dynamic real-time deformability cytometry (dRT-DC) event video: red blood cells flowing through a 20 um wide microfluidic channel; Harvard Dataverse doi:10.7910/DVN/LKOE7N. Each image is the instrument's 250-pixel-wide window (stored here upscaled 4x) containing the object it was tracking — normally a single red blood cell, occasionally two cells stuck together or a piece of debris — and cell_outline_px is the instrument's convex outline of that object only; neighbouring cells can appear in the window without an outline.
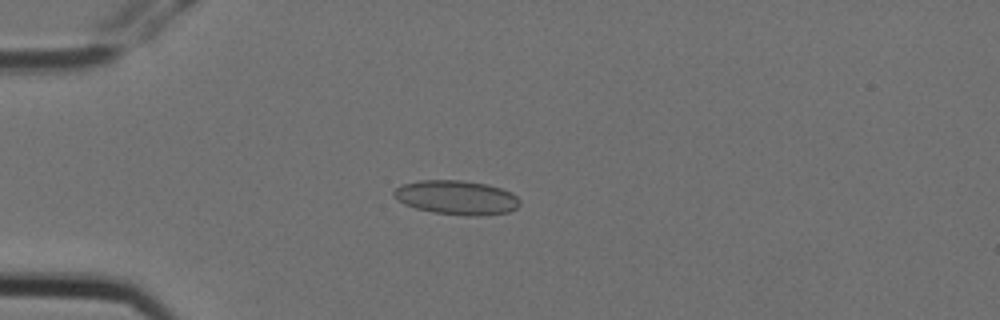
{"species": "Egyptian fruit bat (a non-hibernating species)", "species_latin": "Rousettus aegyptiacus", "temperature_condition": "cold", "stored_images_in_passage": 3, "camera_frame_rate_fps": 3000, "um_per_image_px": 0.085, "animal": {"sex": "female"}, "frame": {"image": 1, "passage_image": 2, "time_ms": 0.333, "image_size_px": [1000, 320], "cell_outline_px": [[520, 204], [516, 208], [508, 212], [476, 216], [468, 216], [432, 212], [416, 208], [404, 204], [392, 192], [396, 188], [404, 184], [420, 180], [460, 180], [488, 184], [512, 192], [520, 200]], "centroid_in_image_um": [38.84, 16.79], "position_along_channel_um": 46.2, "area_um2": 24.97}}